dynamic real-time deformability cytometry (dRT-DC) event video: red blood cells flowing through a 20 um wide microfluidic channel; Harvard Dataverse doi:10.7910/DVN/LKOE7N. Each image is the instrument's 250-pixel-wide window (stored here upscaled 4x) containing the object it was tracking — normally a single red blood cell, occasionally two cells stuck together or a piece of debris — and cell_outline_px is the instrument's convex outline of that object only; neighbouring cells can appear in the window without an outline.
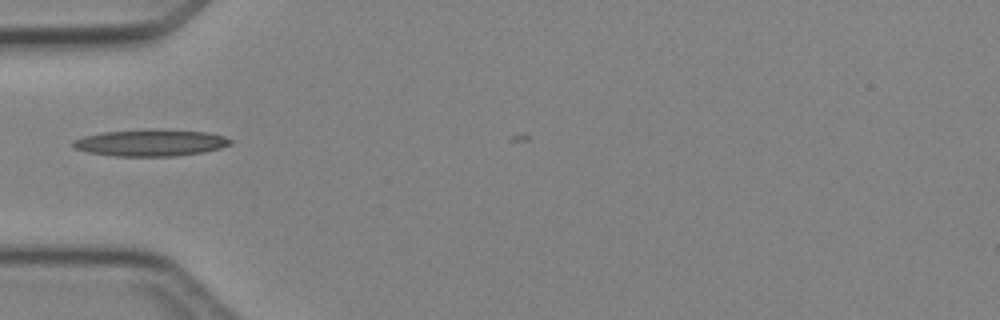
{"species": "Egyptian fruit bat (a non-hibernating species)", "species_latin": "Rousettus aegyptiacus", "temperature_condition": "cold", "stored_images_in_passage": 3, "camera_frame_rate_fps": 3000, "um_per_image_px": 0.085, "animal": {"sex": "female"}, "frame": {"image": 1, "passage_image": 1, "time_ms": 0.0, "image_size_px": [1000, 320], "cell_outline_px": [[232, 144], [220, 148], [204, 152], [176, 156], [116, 156], [88, 152], [72, 148], [72, 140], [84, 136], [104, 132], [152, 128], [160, 128], [208, 132], [224, 136], [232, 140]], "centroid_in_image_um": [12.82, 12.12], "position_along_channel_um": 72.2, "area_um2": 24.91}}